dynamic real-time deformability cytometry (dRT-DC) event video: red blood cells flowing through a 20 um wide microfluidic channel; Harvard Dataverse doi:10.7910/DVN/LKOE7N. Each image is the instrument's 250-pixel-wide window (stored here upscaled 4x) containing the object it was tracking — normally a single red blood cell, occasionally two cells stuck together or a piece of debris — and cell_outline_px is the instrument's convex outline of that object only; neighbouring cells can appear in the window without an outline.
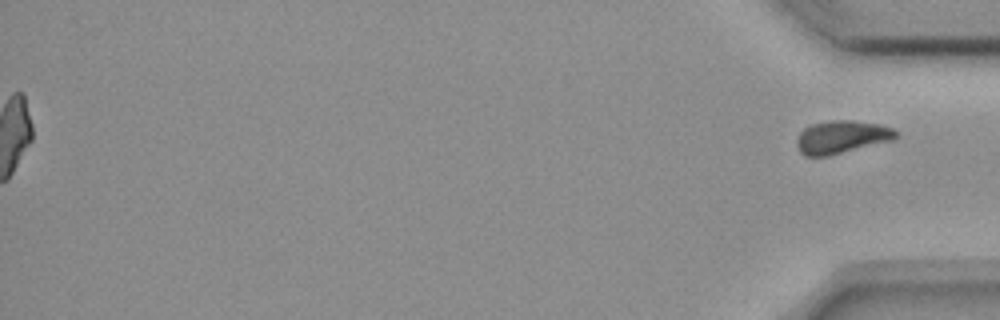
{"species": "common noctule bat (a hibernating species)", "species_latin": "Nyctalus noctula", "temperature_condition": "room temperature", "stored_images_in_passage": 56, "segment_of_instrument_passage": [2, 2], "camera_frame_rate_fps": 3000, "um_per_image_px": 0.085, "animal": {"sex": "female", "body_mass_g": 18.4}, "frame": {"image": 1, "passage_image": 56, "time_ms": 18.333, "image_size_px": [1000, 320], "cell_outline_px": [[900, 136], [892, 140], [828, 156], [804, 156], [800, 152], [796, 144], [796, 140], [800, 132], [804, 128], [812, 124], [828, 120], [852, 120], [880, 124], [892, 128]], "centroid_in_image_um": [71.52, 11.64], "position_along_channel_um": 363.7, "area_um2": 19.07}}